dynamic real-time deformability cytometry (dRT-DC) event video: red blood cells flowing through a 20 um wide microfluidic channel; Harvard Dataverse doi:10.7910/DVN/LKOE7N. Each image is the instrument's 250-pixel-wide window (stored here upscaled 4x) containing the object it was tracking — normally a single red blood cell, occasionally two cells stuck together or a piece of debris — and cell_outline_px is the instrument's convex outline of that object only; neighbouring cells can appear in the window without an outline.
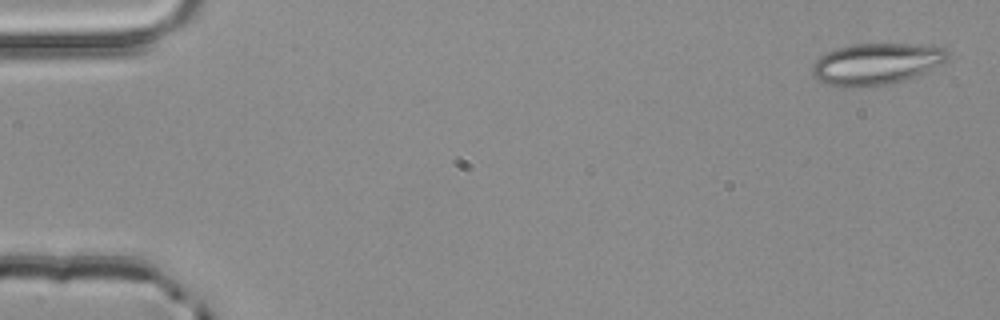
{"species": "common noctule bat (a hibernating species)", "species_latin": "Nyctalus noctula", "temperature_condition": "room temperature", "stored_images_in_passage": 4, "camera_frame_rate_fps": 3000, "um_per_image_px": 0.085, "animal": {"sex": "male", "body_mass_g": 20.4}, "frame": {"image": 1, "passage_image": 1, "time_ms": 0.0, "image_size_px": [1000, 320], "cell_outline_px": [[948, 60], [944, 64], [904, 80], [884, 84], [852, 88], [836, 88], [816, 80], [812, 76], [812, 64], [820, 56], [828, 52], [852, 44], [924, 44], [944, 48], [948, 52]], "centroid_in_image_um": [74.46, 5.44], "position_along_channel_um": 10.5, "area_um2": 33.0}}